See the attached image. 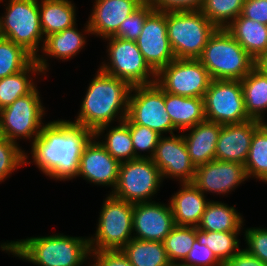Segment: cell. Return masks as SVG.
I'll list each match as a JSON object with an SVG mask.
<instances>
[{
    "instance_id": "cell-47",
    "label": "cell",
    "mask_w": 267,
    "mask_h": 266,
    "mask_svg": "<svg viewBox=\"0 0 267 266\" xmlns=\"http://www.w3.org/2000/svg\"><path fill=\"white\" fill-rule=\"evenodd\" d=\"M171 266H187V265H184L182 263H176V264H171Z\"/></svg>"
},
{
    "instance_id": "cell-6",
    "label": "cell",
    "mask_w": 267,
    "mask_h": 266,
    "mask_svg": "<svg viewBox=\"0 0 267 266\" xmlns=\"http://www.w3.org/2000/svg\"><path fill=\"white\" fill-rule=\"evenodd\" d=\"M217 29L200 10L167 11V35L177 59H198Z\"/></svg>"
},
{
    "instance_id": "cell-16",
    "label": "cell",
    "mask_w": 267,
    "mask_h": 266,
    "mask_svg": "<svg viewBox=\"0 0 267 266\" xmlns=\"http://www.w3.org/2000/svg\"><path fill=\"white\" fill-rule=\"evenodd\" d=\"M136 43L156 73L175 59L167 35V11L153 10L147 16Z\"/></svg>"
},
{
    "instance_id": "cell-33",
    "label": "cell",
    "mask_w": 267,
    "mask_h": 266,
    "mask_svg": "<svg viewBox=\"0 0 267 266\" xmlns=\"http://www.w3.org/2000/svg\"><path fill=\"white\" fill-rule=\"evenodd\" d=\"M244 166L249 180L267 184V123L255 130Z\"/></svg>"
},
{
    "instance_id": "cell-37",
    "label": "cell",
    "mask_w": 267,
    "mask_h": 266,
    "mask_svg": "<svg viewBox=\"0 0 267 266\" xmlns=\"http://www.w3.org/2000/svg\"><path fill=\"white\" fill-rule=\"evenodd\" d=\"M25 148L0 136V184L25 165Z\"/></svg>"
},
{
    "instance_id": "cell-22",
    "label": "cell",
    "mask_w": 267,
    "mask_h": 266,
    "mask_svg": "<svg viewBox=\"0 0 267 266\" xmlns=\"http://www.w3.org/2000/svg\"><path fill=\"white\" fill-rule=\"evenodd\" d=\"M179 188L169 197L175 225L199 224L207 203L210 201L192 182L178 183Z\"/></svg>"
},
{
    "instance_id": "cell-25",
    "label": "cell",
    "mask_w": 267,
    "mask_h": 266,
    "mask_svg": "<svg viewBox=\"0 0 267 266\" xmlns=\"http://www.w3.org/2000/svg\"><path fill=\"white\" fill-rule=\"evenodd\" d=\"M76 12L73 0H39L40 25L44 38L76 25Z\"/></svg>"
},
{
    "instance_id": "cell-27",
    "label": "cell",
    "mask_w": 267,
    "mask_h": 266,
    "mask_svg": "<svg viewBox=\"0 0 267 266\" xmlns=\"http://www.w3.org/2000/svg\"><path fill=\"white\" fill-rule=\"evenodd\" d=\"M44 76L34 58L22 71L1 78L0 110L12 104L17 98L31 93L38 86L39 79L45 78Z\"/></svg>"
},
{
    "instance_id": "cell-12",
    "label": "cell",
    "mask_w": 267,
    "mask_h": 266,
    "mask_svg": "<svg viewBox=\"0 0 267 266\" xmlns=\"http://www.w3.org/2000/svg\"><path fill=\"white\" fill-rule=\"evenodd\" d=\"M212 78L198 59H177L156 73V84L165 92L204 98Z\"/></svg>"
},
{
    "instance_id": "cell-17",
    "label": "cell",
    "mask_w": 267,
    "mask_h": 266,
    "mask_svg": "<svg viewBox=\"0 0 267 266\" xmlns=\"http://www.w3.org/2000/svg\"><path fill=\"white\" fill-rule=\"evenodd\" d=\"M77 25L45 38L43 48L35 60L46 77L49 69H51L49 63L51 58V60L67 62L79 55L83 49H86L85 47H87L89 41L88 37L92 36L91 29L87 21L82 29L79 28L78 30Z\"/></svg>"
},
{
    "instance_id": "cell-41",
    "label": "cell",
    "mask_w": 267,
    "mask_h": 266,
    "mask_svg": "<svg viewBox=\"0 0 267 266\" xmlns=\"http://www.w3.org/2000/svg\"><path fill=\"white\" fill-rule=\"evenodd\" d=\"M182 264L187 266H223L208 246L196 239Z\"/></svg>"
},
{
    "instance_id": "cell-20",
    "label": "cell",
    "mask_w": 267,
    "mask_h": 266,
    "mask_svg": "<svg viewBox=\"0 0 267 266\" xmlns=\"http://www.w3.org/2000/svg\"><path fill=\"white\" fill-rule=\"evenodd\" d=\"M145 0H93L88 15L92 37L102 40L113 36L121 23Z\"/></svg>"
},
{
    "instance_id": "cell-39",
    "label": "cell",
    "mask_w": 267,
    "mask_h": 266,
    "mask_svg": "<svg viewBox=\"0 0 267 266\" xmlns=\"http://www.w3.org/2000/svg\"><path fill=\"white\" fill-rule=\"evenodd\" d=\"M154 10L150 0H145L120 25L114 37L124 40L136 41L143 29L147 16Z\"/></svg>"
},
{
    "instance_id": "cell-26",
    "label": "cell",
    "mask_w": 267,
    "mask_h": 266,
    "mask_svg": "<svg viewBox=\"0 0 267 266\" xmlns=\"http://www.w3.org/2000/svg\"><path fill=\"white\" fill-rule=\"evenodd\" d=\"M236 204L230 206L224 201L210 200L204 210L197 228L202 231H243V213L238 212Z\"/></svg>"
},
{
    "instance_id": "cell-23",
    "label": "cell",
    "mask_w": 267,
    "mask_h": 266,
    "mask_svg": "<svg viewBox=\"0 0 267 266\" xmlns=\"http://www.w3.org/2000/svg\"><path fill=\"white\" fill-rule=\"evenodd\" d=\"M222 125L205 120L182 133L191 162L195 167L215 159L216 144Z\"/></svg>"
},
{
    "instance_id": "cell-45",
    "label": "cell",
    "mask_w": 267,
    "mask_h": 266,
    "mask_svg": "<svg viewBox=\"0 0 267 266\" xmlns=\"http://www.w3.org/2000/svg\"><path fill=\"white\" fill-rule=\"evenodd\" d=\"M223 266H267L257 257H254L242 248L237 254L229 259Z\"/></svg>"
},
{
    "instance_id": "cell-30",
    "label": "cell",
    "mask_w": 267,
    "mask_h": 266,
    "mask_svg": "<svg viewBox=\"0 0 267 266\" xmlns=\"http://www.w3.org/2000/svg\"><path fill=\"white\" fill-rule=\"evenodd\" d=\"M94 137L120 163L138 159L134 153L129 127L124 121L100 127L94 132Z\"/></svg>"
},
{
    "instance_id": "cell-4",
    "label": "cell",
    "mask_w": 267,
    "mask_h": 266,
    "mask_svg": "<svg viewBox=\"0 0 267 266\" xmlns=\"http://www.w3.org/2000/svg\"><path fill=\"white\" fill-rule=\"evenodd\" d=\"M198 60L212 80H242L254 67L255 59L226 28H218Z\"/></svg>"
},
{
    "instance_id": "cell-43",
    "label": "cell",
    "mask_w": 267,
    "mask_h": 266,
    "mask_svg": "<svg viewBox=\"0 0 267 266\" xmlns=\"http://www.w3.org/2000/svg\"><path fill=\"white\" fill-rule=\"evenodd\" d=\"M154 10L157 11H182L200 10L204 0H150Z\"/></svg>"
},
{
    "instance_id": "cell-15",
    "label": "cell",
    "mask_w": 267,
    "mask_h": 266,
    "mask_svg": "<svg viewBox=\"0 0 267 266\" xmlns=\"http://www.w3.org/2000/svg\"><path fill=\"white\" fill-rule=\"evenodd\" d=\"M247 181L249 182V179L244 165L214 159L196 167L192 183L205 196L210 194L213 197H227Z\"/></svg>"
},
{
    "instance_id": "cell-2",
    "label": "cell",
    "mask_w": 267,
    "mask_h": 266,
    "mask_svg": "<svg viewBox=\"0 0 267 266\" xmlns=\"http://www.w3.org/2000/svg\"><path fill=\"white\" fill-rule=\"evenodd\" d=\"M16 240L1 242V252L36 266H90L88 236L55 232Z\"/></svg>"
},
{
    "instance_id": "cell-9",
    "label": "cell",
    "mask_w": 267,
    "mask_h": 266,
    "mask_svg": "<svg viewBox=\"0 0 267 266\" xmlns=\"http://www.w3.org/2000/svg\"><path fill=\"white\" fill-rule=\"evenodd\" d=\"M103 42L107 44V55L97 66L100 70L127 81L131 86L156 83V72L145 61L136 41L110 36Z\"/></svg>"
},
{
    "instance_id": "cell-10",
    "label": "cell",
    "mask_w": 267,
    "mask_h": 266,
    "mask_svg": "<svg viewBox=\"0 0 267 266\" xmlns=\"http://www.w3.org/2000/svg\"><path fill=\"white\" fill-rule=\"evenodd\" d=\"M162 185L161 172L152 159L138 158L120 164L116 186L110 193L132 204L152 202Z\"/></svg>"
},
{
    "instance_id": "cell-18",
    "label": "cell",
    "mask_w": 267,
    "mask_h": 266,
    "mask_svg": "<svg viewBox=\"0 0 267 266\" xmlns=\"http://www.w3.org/2000/svg\"><path fill=\"white\" fill-rule=\"evenodd\" d=\"M133 238L163 242L175 226L169 202H144L134 204Z\"/></svg>"
},
{
    "instance_id": "cell-13",
    "label": "cell",
    "mask_w": 267,
    "mask_h": 266,
    "mask_svg": "<svg viewBox=\"0 0 267 266\" xmlns=\"http://www.w3.org/2000/svg\"><path fill=\"white\" fill-rule=\"evenodd\" d=\"M204 107L206 120L220 125L250 120L240 80H212L204 96Z\"/></svg>"
},
{
    "instance_id": "cell-35",
    "label": "cell",
    "mask_w": 267,
    "mask_h": 266,
    "mask_svg": "<svg viewBox=\"0 0 267 266\" xmlns=\"http://www.w3.org/2000/svg\"><path fill=\"white\" fill-rule=\"evenodd\" d=\"M33 59L21 45L0 37V79L22 71Z\"/></svg>"
},
{
    "instance_id": "cell-32",
    "label": "cell",
    "mask_w": 267,
    "mask_h": 266,
    "mask_svg": "<svg viewBox=\"0 0 267 266\" xmlns=\"http://www.w3.org/2000/svg\"><path fill=\"white\" fill-rule=\"evenodd\" d=\"M241 233L243 231H202L196 227L198 242L208 246L223 265L242 249Z\"/></svg>"
},
{
    "instance_id": "cell-28",
    "label": "cell",
    "mask_w": 267,
    "mask_h": 266,
    "mask_svg": "<svg viewBox=\"0 0 267 266\" xmlns=\"http://www.w3.org/2000/svg\"><path fill=\"white\" fill-rule=\"evenodd\" d=\"M226 30L256 60L267 50V25L239 15Z\"/></svg>"
},
{
    "instance_id": "cell-19",
    "label": "cell",
    "mask_w": 267,
    "mask_h": 266,
    "mask_svg": "<svg viewBox=\"0 0 267 266\" xmlns=\"http://www.w3.org/2000/svg\"><path fill=\"white\" fill-rule=\"evenodd\" d=\"M120 164L93 137L81 155L77 178H83L93 186L110 188L111 191H108L110 193L116 186Z\"/></svg>"
},
{
    "instance_id": "cell-24",
    "label": "cell",
    "mask_w": 267,
    "mask_h": 266,
    "mask_svg": "<svg viewBox=\"0 0 267 266\" xmlns=\"http://www.w3.org/2000/svg\"><path fill=\"white\" fill-rule=\"evenodd\" d=\"M165 108L178 132L206 120L204 98L184 97L165 92Z\"/></svg>"
},
{
    "instance_id": "cell-1",
    "label": "cell",
    "mask_w": 267,
    "mask_h": 266,
    "mask_svg": "<svg viewBox=\"0 0 267 266\" xmlns=\"http://www.w3.org/2000/svg\"><path fill=\"white\" fill-rule=\"evenodd\" d=\"M94 132L77 125L71 119L46 122L25 152V165H36L49 179L70 181L77 179L80 158ZM32 160V161H30Z\"/></svg>"
},
{
    "instance_id": "cell-5",
    "label": "cell",
    "mask_w": 267,
    "mask_h": 266,
    "mask_svg": "<svg viewBox=\"0 0 267 266\" xmlns=\"http://www.w3.org/2000/svg\"><path fill=\"white\" fill-rule=\"evenodd\" d=\"M1 3L4 13H0V37L21 45L36 58L45 41L39 0H0Z\"/></svg>"
},
{
    "instance_id": "cell-31",
    "label": "cell",
    "mask_w": 267,
    "mask_h": 266,
    "mask_svg": "<svg viewBox=\"0 0 267 266\" xmlns=\"http://www.w3.org/2000/svg\"><path fill=\"white\" fill-rule=\"evenodd\" d=\"M121 250L133 266H171L163 242L132 238Z\"/></svg>"
},
{
    "instance_id": "cell-8",
    "label": "cell",
    "mask_w": 267,
    "mask_h": 266,
    "mask_svg": "<svg viewBox=\"0 0 267 266\" xmlns=\"http://www.w3.org/2000/svg\"><path fill=\"white\" fill-rule=\"evenodd\" d=\"M39 88L37 86L31 93L0 110V136L18 145L22 140L32 144L39 136L48 110Z\"/></svg>"
},
{
    "instance_id": "cell-11",
    "label": "cell",
    "mask_w": 267,
    "mask_h": 266,
    "mask_svg": "<svg viewBox=\"0 0 267 266\" xmlns=\"http://www.w3.org/2000/svg\"><path fill=\"white\" fill-rule=\"evenodd\" d=\"M127 117L161 136L179 133L165 108V91L156 83L132 86Z\"/></svg>"
},
{
    "instance_id": "cell-29",
    "label": "cell",
    "mask_w": 267,
    "mask_h": 266,
    "mask_svg": "<svg viewBox=\"0 0 267 266\" xmlns=\"http://www.w3.org/2000/svg\"><path fill=\"white\" fill-rule=\"evenodd\" d=\"M241 85L248 117L267 123V74L255 66L241 80Z\"/></svg>"
},
{
    "instance_id": "cell-14",
    "label": "cell",
    "mask_w": 267,
    "mask_h": 266,
    "mask_svg": "<svg viewBox=\"0 0 267 266\" xmlns=\"http://www.w3.org/2000/svg\"><path fill=\"white\" fill-rule=\"evenodd\" d=\"M151 159L159 168L163 182L165 179L178 183L193 182L196 167L191 162L181 132L160 136Z\"/></svg>"
},
{
    "instance_id": "cell-42",
    "label": "cell",
    "mask_w": 267,
    "mask_h": 266,
    "mask_svg": "<svg viewBox=\"0 0 267 266\" xmlns=\"http://www.w3.org/2000/svg\"><path fill=\"white\" fill-rule=\"evenodd\" d=\"M90 266H133L121 249L91 250Z\"/></svg>"
},
{
    "instance_id": "cell-34",
    "label": "cell",
    "mask_w": 267,
    "mask_h": 266,
    "mask_svg": "<svg viewBox=\"0 0 267 266\" xmlns=\"http://www.w3.org/2000/svg\"><path fill=\"white\" fill-rule=\"evenodd\" d=\"M196 240V226L175 225L163 240L171 264L182 263Z\"/></svg>"
},
{
    "instance_id": "cell-40",
    "label": "cell",
    "mask_w": 267,
    "mask_h": 266,
    "mask_svg": "<svg viewBox=\"0 0 267 266\" xmlns=\"http://www.w3.org/2000/svg\"><path fill=\"white\" fill-rule=\"evenodd\" d=\"M243 239L248 253L267 264V227H244Z\"/></svg>"
},
{
    "instance_id": "cell-3",
    "label": "cell",
    "mask_w": 267,
    "mask_h": 266,
    "mask_svg": "<svg viewBox=\"0 0 267 266\" xmlns=\"http://www.w3.org/2000/svg\"><path fill=\"white\" fill-rule=\"evenodd\" d=\"M86 87L74 122L95 132L102 126L124 121L132 86L97 68Z\"/></svg>"
},
{
    "instance_id": "cell-44",
    "label": "cell",
    "mask_w": 267,
    "mask_h": 266,
    "mask_svg": "<svg viewBox=\"0 0 267 266\" xmlns=\"http://www.w3.org/2000/svg\"><path fill=\"white\" fill-rule=\"evenodd\" d=\"M240 15L267 25V0H245Z\"/></svg>"
},
{
    "instance_id": "cell-38",
    "label": "cell",
    "mask_w": 267,
    "mask_h": 266,
    "mask_svg": "<svg viewBox=\"0 0 267 266\" xmlns=\"http://www.w3.org/2000/svg\"><path fill=\"white\" fill-rule=\"evenodd\" d=\"M124 122L130 130L135 156L151 159L161 135L148 127L134 124L128 117L124 119Z\"/></svg>"
},
{
    "instance_id": "cell-36",
    "label": "cell",
    "mask_w": 267,
    "mask_h": 266,
    "mask_svg": "<svg viewBox=\"0 0 267 266\" xmlns=\"http://www.w3.org/2000/svg\"><path fill=\"white\" fill-rule=\"evenodd\" d=\"M245 0H204L200 11L217 28H226L242 11Z\"/></svg>"
},
{
    "instance_id": "cell-21",
    "label": "cell",
    "mask_w": 267,
    "mask_h": 266,
    "mask_svg": "<svg viewBox=\"0 0 267 266\" xmlns=\"http://www.w3.org/2000/svg\"><path fill=\"white\" fill-rule=\"evenodd\" d=\"M261 121L250 119L243 123L222 125L216 144L215 159L244 165L255 130Z\"/></svg>"
},
{
    "instance_id": "cell-7",
    "label": "cell",
    "mask_w": 267,
    "mask_h": 266,
    "mask_svg": "<svg viewBox=\"0 0 267 266\" xmlns=\"http://www.w3.org/2000/svg\"><path fill=\"white\" fill-rule=\"evenodd\" d=\"M105 196L98 212L95 233L88 236L91 250L122 249L133 238L134 204L112 193Z\"/></svg>"
},
{
    "instance_id": "cell-46",
    "label": "cell",
    "mask_w": 267,
    "mask_h": 266,
    "mask_svg": "<svg viewBox=\"0 0 267 266\" xmlns=\"http://www.w3.org/2000/svg\"><path fill=\"white\" fill-rule=\"evenodd\" d=\"M255 66L267 74V50L255 60Z\"/></svg>"
}]
</instances>
